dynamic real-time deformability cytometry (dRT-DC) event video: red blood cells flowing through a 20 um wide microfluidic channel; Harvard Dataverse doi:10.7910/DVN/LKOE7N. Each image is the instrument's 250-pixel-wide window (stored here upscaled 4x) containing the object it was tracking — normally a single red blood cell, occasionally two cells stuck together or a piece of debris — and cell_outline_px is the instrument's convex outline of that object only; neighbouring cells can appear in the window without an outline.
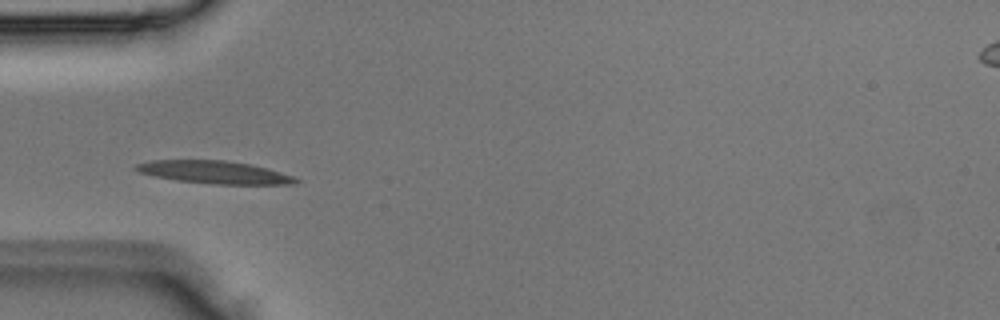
{"species": "Egyptian fruit bat (a non-hibernating species)", "species_latin": "Rousettus aegyptiacus", "temperature_condition": "room temperature", "stored_images_in_passage": 4, "camera_frame_rate_fps": 3000, "um_per_image_px": 0.085, "animal": {"sex": "male"}, "frame": {"image": 1, "passage_image": 3, "time_ms": 0.667, "image_size_px": [1000, 320], "cell_outline_px": [[300, 180], [296, 184], [212, 184], [176, 180], [156, 176], [140, 172], [132, 168], [136, 164], [152, 160], [224, 160], [248, 164], [264, 168], [292, 176]], "centroid_in_image_um": [18.18, 14.64], "position_along_channel_um": 66.8, "area_um2": 20.81}}
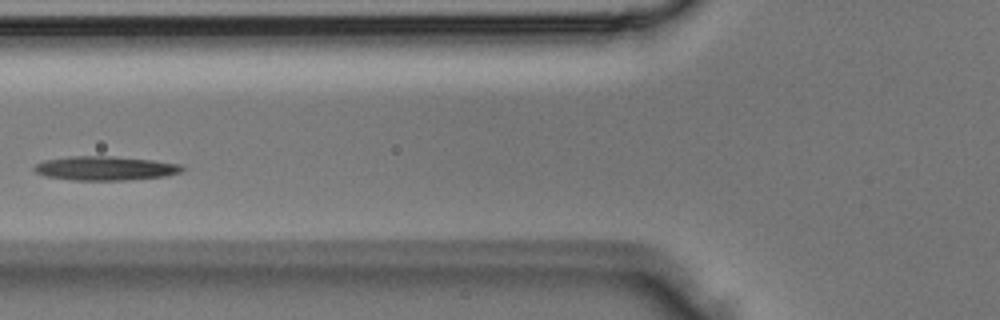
{"frame": {"image": 2, "passage_image": 4, "time_ms": 1.0, "image_size_px": [1000, 320], "cell_outline_px": [[184, 168], [180, 172], [164, 176], [128, 180], [72, 180], [44, 176], [36, 172], [32, 168], [36, 164], [44, 160], [68, 156], [112, 156], [152, 160], [180, 164]], "centroid_in_image_um": [8.9, 14.3], "position_along_channel_um": 116.9, "area_um2": 20.75}}